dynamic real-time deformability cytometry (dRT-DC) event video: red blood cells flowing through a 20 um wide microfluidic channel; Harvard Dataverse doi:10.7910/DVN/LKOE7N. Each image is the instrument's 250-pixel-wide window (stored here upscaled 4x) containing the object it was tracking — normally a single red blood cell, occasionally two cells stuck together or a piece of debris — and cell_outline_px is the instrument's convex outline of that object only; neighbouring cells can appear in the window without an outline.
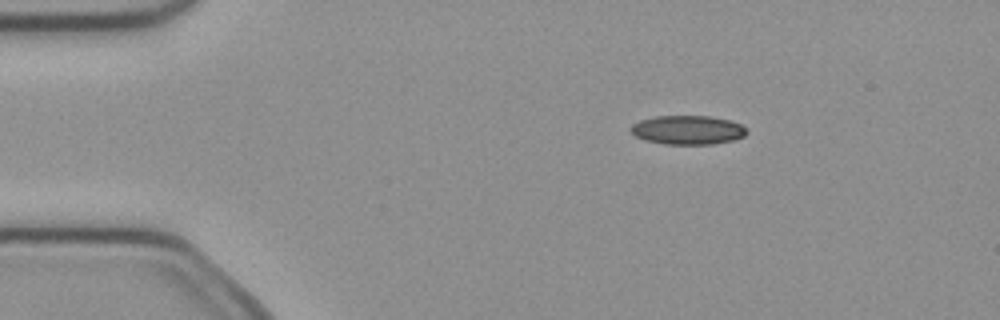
{"species": "common noctule bat (a hibernating species)", "species_latin": "Nyctalus noctula", "temperature_condition": "cold", "stored_images_in_passage": 5, "camera_frame_rate_fps": 3000, "um_per_image_px": 0.085, "animal": {"sex": "female", "body_mass_g": 21.9}, "frame": {"image": 1, "passage_image": 1, "time_ms": 0.0, "image_size_px": [1000, 320], "cell_outline_px": [[748, 132], [744, 136], [732, 140], [712, 144], [664, 144], [648, 140], [636, 136], [628, 128], [632, 124], [640, 120], [656, 116], [708, 116], [728, 120], [740, 124]], "centroid_in_image_um": [58.43, 11.04], "position_along_channel_um": 26.6, "area_um2": 19.36}}
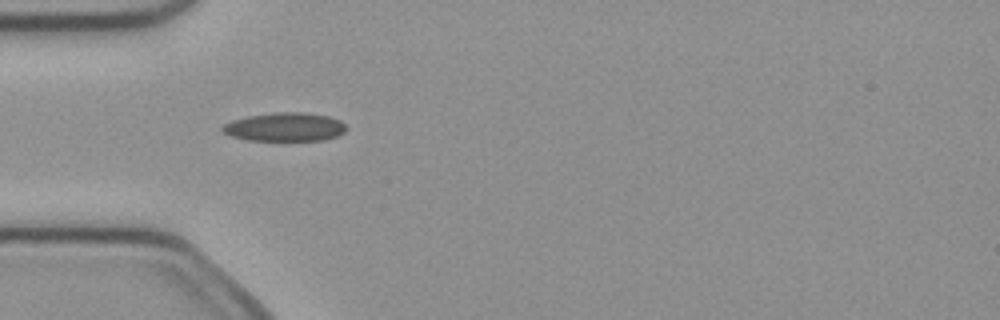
{"frame": {"image": 2, "passage_image": 3, "time_ms": 0.667, "image_size_px": [1000, 320], "cell_outline_px": [[344, 132], [336, 136], [324, 140], [248, 140], [232, 136], [224, 132], [220, 128], [224, 124], [232, 120], [248, 116], [276, 112], [304, 112], [328, 116], [340, 120], [344, 124]], "centroid_in_image_um": [24.2, 10.78], "position_along_channel_um": 60.8, "area_um2": 20.46}}
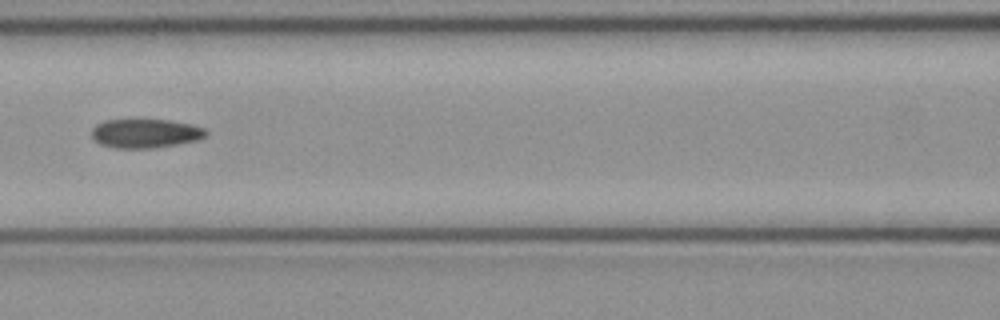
{"frame": {"image": 3, "passage_image": 5, "time_ms": 1.333, "image_size_px": [1000, 320], "cell_outline_px": [[208, 132], [204, 136], [196, 140], [176, 144], [152, 148], [112, 148], [100, 144], [92, 136], [92, 128], [96, 124], [104, 120], [168, 120], [192, 124], [204, 128]], "centroid_in_image_um": [12.33, 11.33], "position_along_channel_um": 154.3, "area_um2": 19.19}}